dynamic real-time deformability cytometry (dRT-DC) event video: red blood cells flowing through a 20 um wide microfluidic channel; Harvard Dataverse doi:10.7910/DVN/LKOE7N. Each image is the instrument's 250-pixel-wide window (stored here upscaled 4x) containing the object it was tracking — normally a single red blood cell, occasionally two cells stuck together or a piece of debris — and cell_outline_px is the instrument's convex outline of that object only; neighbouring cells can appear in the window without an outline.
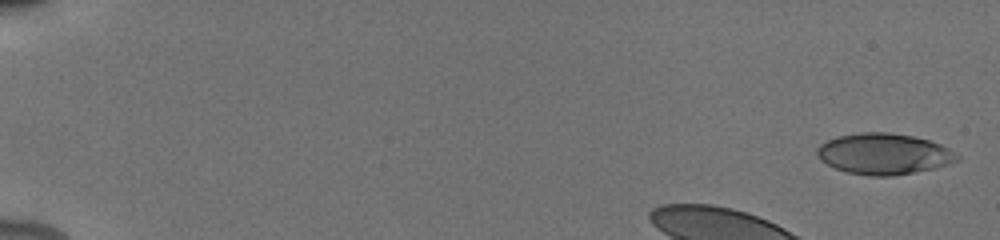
{"species": "human", "species_latin": "Homo sapiens", "temperature_condition": "cold", "stored_images_in_passage": 11, "camera_frame_rate_fps": 3000, "um_per_image_px": 0.085, "donor": {"sex": "male"}, "frame": {"image": 1, "passage_image": 1, "time_ms": 0.0, "image_size_px": [1000, 240], "cell_outline_px": [[960, 160], [948, 164], [932, 168], [892, 176], [868, 176], [848, 172], [836, 168], [820, 160], [816, 152], [816, 148], [820, 144], [828, 140], [840, 136], [860, 132], [888, 132], [912, 136], [928, 140], [940, 144], [948, 148], [960, 156]], "centroid_in_image_um": [75.12, 13.08], "position_along_channel_um": 9.9, "area_um2": 33.23}}